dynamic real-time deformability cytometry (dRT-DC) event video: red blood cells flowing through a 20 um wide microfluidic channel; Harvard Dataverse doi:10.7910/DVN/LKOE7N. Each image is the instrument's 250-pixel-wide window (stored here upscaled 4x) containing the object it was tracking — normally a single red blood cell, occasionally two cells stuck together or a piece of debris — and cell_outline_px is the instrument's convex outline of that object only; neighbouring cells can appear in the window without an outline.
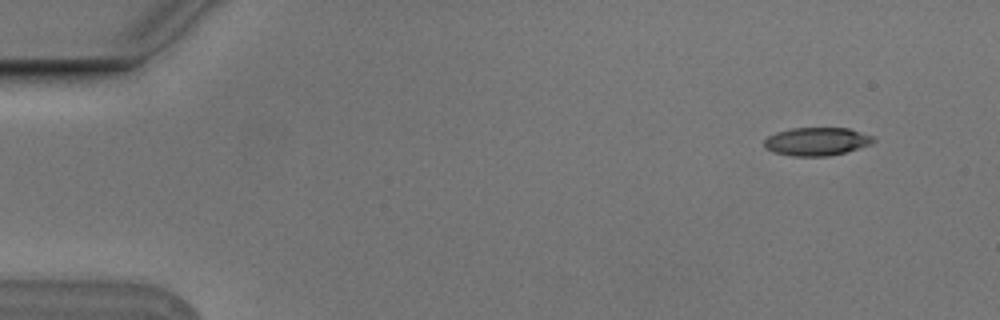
{"species": "Egyptian fruit bat (a non-hibernating species)", "species_latin": "Rousettus aegyptiacus", "temperature_condition": "cold", "stored_images_in_passage": 6, "camera_frame_rate_fps": 3000, "um_per_image_px": 0.085, "animal": {"sex": "male"}, "frame": {"image": 1, "passage_image": 1, "time_ms": 0.0, "image_size_px": [1000, 320], "cell_outline_px": [[876, 140], [872, 144], [860, 148], [828, 156], [792, 156], [772, 152], [764, 148], [764, 140], [768, 136], [776, 132], [792, 128], [848, 128], [872, 136]], "centroid_in_image_um": [69.4, 12.03], "position_along_channel_um": 15.6, "area_um2": 17.98}}
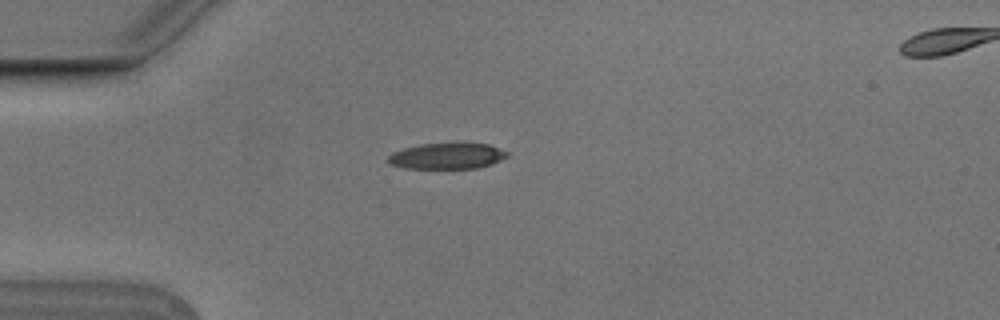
{"frame": {"image": 2, "passage_image": 3, "time_ms": 0.667, "image_size_px": [1000, 320], "cell_outline_px": [[512, 152], [508, 156], [492, 164], [480, 168], [404, 168], [388, 164], [388, 156], [392, 152], [404, 148], [420, 144], [456, 140], [488, 144]], "centroid_in_image_um": [38.05, 13.21], "position_along_channel_um": 46.9, "area_um2": 19.02}}
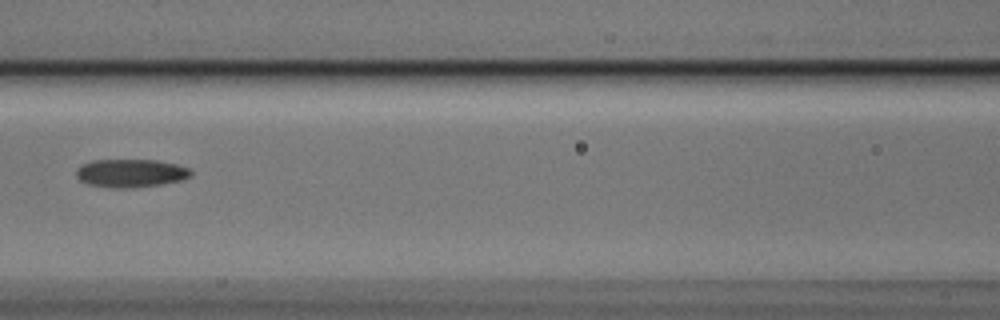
{"frame": {"image": 3, "passage_image": 6, "time_ms": 1.667, "image_size_px": [1000, 320], "cell_outline_px": [[192, 176], [180, 180], [160, 184], [128, 188], [112, 188], [88, 184], [80, 180], [76, 176], [76, 168], [80, 164], [92, 160], [156, 160], [176, 164], [188, 168], [192, 172]], "centroid_in_image_um": [11.07, 14.71], "position_along_channel_um": 155.5, "area_um2": 18.84}}